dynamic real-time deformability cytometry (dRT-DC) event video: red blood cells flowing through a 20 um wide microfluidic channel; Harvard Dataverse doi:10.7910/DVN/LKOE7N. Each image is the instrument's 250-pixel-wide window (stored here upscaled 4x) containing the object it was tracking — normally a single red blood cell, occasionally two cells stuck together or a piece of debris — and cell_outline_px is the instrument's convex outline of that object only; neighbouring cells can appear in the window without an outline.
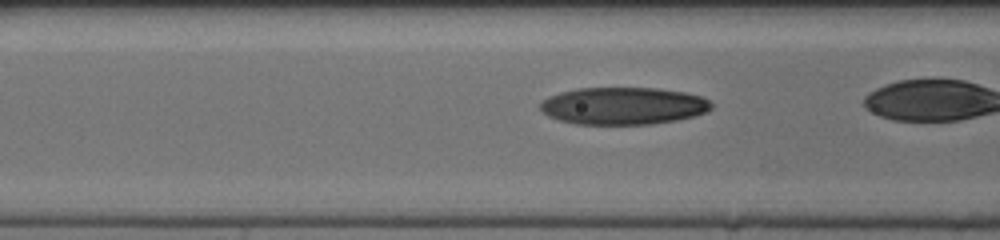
{"species": "human", "species_latin": "Homo sapiens", "temperature_condition": "cold", "stored_images_in_passage": 40, "camera_frame_rate_fps": 3000, "um_per_image_px": 0.085, "donor": {"sex": "female"}, "frame": {"image": 1, "passage_image": 19, "time_ms": 6.0, "image_size_px": [1000, 240], "cell_outline_px": [[712, 108], [704, 112], [692, 116], [676, 120], [652, 124], [576, 124], [560, 120], [548, 116], [540, 108], [540, 104], [548, 96], [560, 92], [576, 88], [656, 88], [684, 92], [700, 96], [708, 100], [712, 104]], "centroid_in_image_um": [52.95, 8.99], "position_along_channel_um": 113.6, "area_um2": 37.05}}
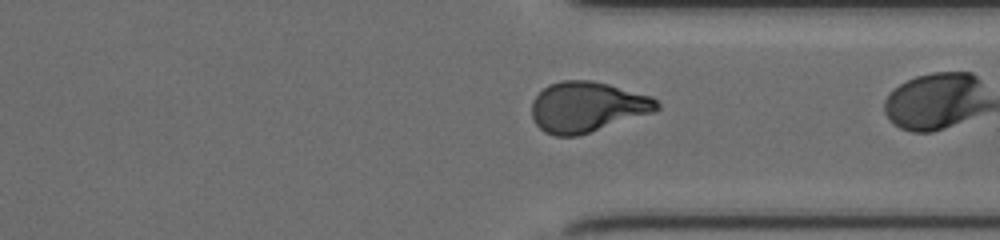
{"frame": {"image": 2, "passage_image": 39, "time_ms": 12.667, "image_size_px": [1000, 240], "cell_outline_px": [[660, 108], [656, 112], [576, 136], [556, 136], [544, 132], [536, 124], [532, 116], [532, 100], [548, 84], [560, 80], [592, 80], [608, 84], [652, 96], [660, 104]], "centroid_in_image_um": [49.92, 9.08], "position_along_channel_um": 361.5, "area_um2": 36.88}}